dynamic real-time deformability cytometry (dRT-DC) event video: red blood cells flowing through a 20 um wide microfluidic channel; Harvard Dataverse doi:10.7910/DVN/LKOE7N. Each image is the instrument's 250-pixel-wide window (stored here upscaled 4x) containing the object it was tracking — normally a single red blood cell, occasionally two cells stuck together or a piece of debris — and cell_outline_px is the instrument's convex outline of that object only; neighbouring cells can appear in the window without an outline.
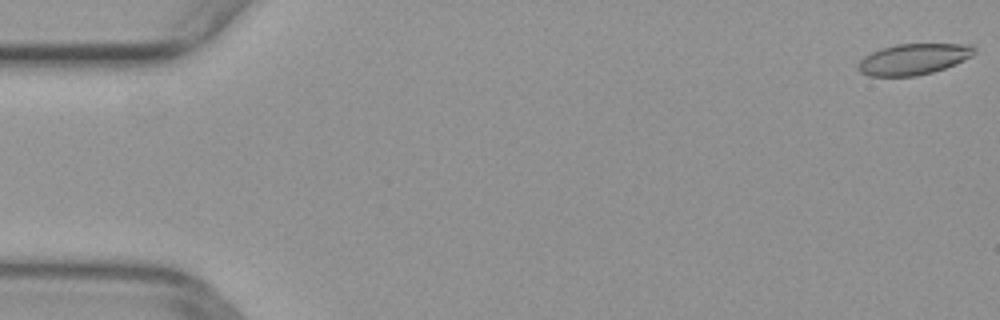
{"species": "common noctule bat (a hibernating species)", "species_latin": "Nyctalus noctula", "temperature_condition": "warm", "stored_images_in_passage": 48, "camera_frame_rate_fps": 3000, "um_per_image_px": 0.085, "animal": {"sex": "female", "body_mass_g": 29.2, "forearm_length_mm": 56.3}, "frame": {"image": 1, "passage_image": 1, "time_ms": 0.0, "image_size_px": [1000, 320], "cell_outline_px": [[976, 52], [972, 56], [956, 64], [932, 72], [916, 76], [868, 76], [860, 72], [856, 68], [856, 64], [864, 56], [880, 48], [896, 44], [972, 44], [976, 48]], "centroid_in_image_um": [77.63, 5.02], "position_along_channel_um": 7.4, "area_um2": 21.21}}
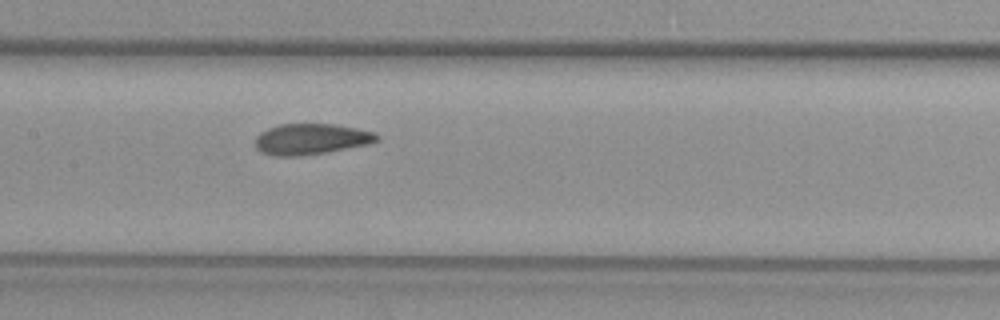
{"frame": {"image": 2, "passage_image": 25, "time_ms": 8.0, "image_size_px": [1000, 320], "cell_outline_px": [[380, 140], [368, 144], [328, 152], [300, 156], [276, 156], [260, 152], [256, 148], [256, 136], [260, 132], [268, 128], [280, 124], [332, 124], [356, 128], [376, 132], [380, 136]], "centroid_in_image_um": [26.45, 11.82], "position_along_channel_um": 180.9, "area_um2": 22.02}}
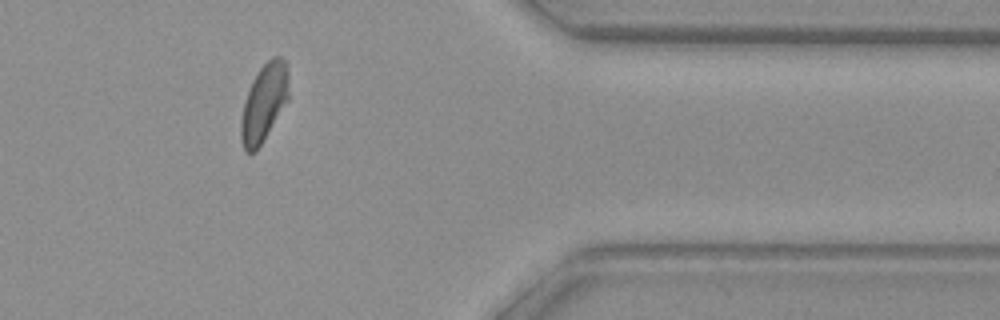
{"frame": {"image": 3, "passage_image": 42, "time_ms": 13.667, "image_size_px": [1000, 320], "cell_outline_px": [[288, 100], [264, 140], [256, 152], [244, 152], [240, 140], [240, 120], [244, 100], [252, 80], [256, 72], [272, 56], [284, 56], [288, 64]], "centroid_in_image_um": [22.43, 8.72], "position_along_channel_um": 389.0, "area_um2": 22.08}}